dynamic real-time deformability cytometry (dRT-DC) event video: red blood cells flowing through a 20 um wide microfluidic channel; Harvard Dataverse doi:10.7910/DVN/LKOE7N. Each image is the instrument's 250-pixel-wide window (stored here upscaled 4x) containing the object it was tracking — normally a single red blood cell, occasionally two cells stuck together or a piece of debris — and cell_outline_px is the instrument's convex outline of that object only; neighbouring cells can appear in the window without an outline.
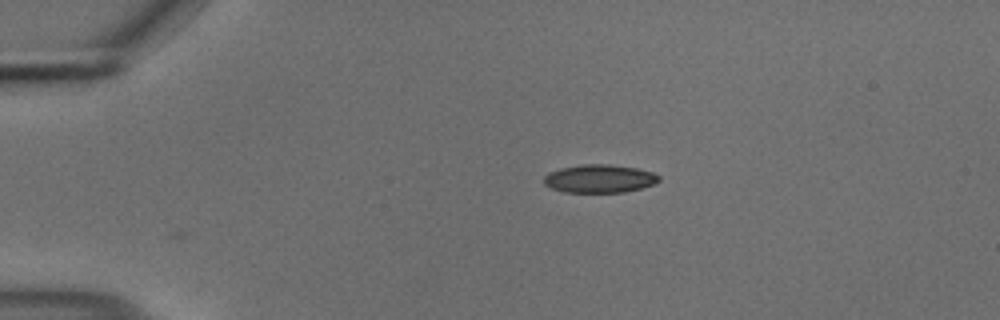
{"species": "common noctule bat (a hibernating species)", "species_latin": "Nyctalus noctula", "temperature_condition": "cold", "stored_images_in_passage": 39, "camera_frame_rate_fps": 3000, "um_per_image_px": 0.085, "animal": {"sex": "male", "body_mass_g": 18.8}, "frame": {"image": 1, "passage_image": 1, "time_ms": 0.0, "image_size_px": [1000, 320], "cell_outline_px": [[660, 180], [652, 184], [640, 188], [624, 192], [564, 192], [552, 188], [544, 184], [544, 176], [548, 172], [560, 168], [580, 164], [608, 164], [636, 168], [652, 172], [660, 176]], "centroid_in_image_um": [50.92, 15.18], "position_along_channel_um": 34.1, "area_um2": 18.84}}
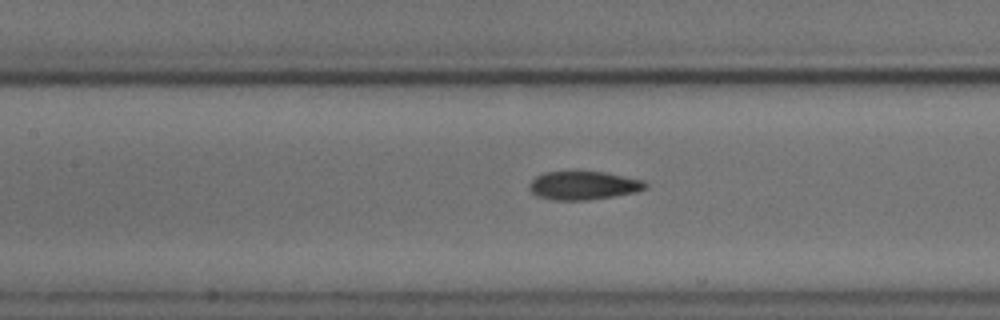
{"frame": {"image": 2, "passage_image": 15, "time_ms": 4.667, "image_size_px": [1000, 320], "cell_outline_px": [[648, 188], [636, 192], [588, 200], [552, 200], [536, 196], [528, 188], [528, 184], [536, 176], [544, 172], [576, 168], [604, 172], [648, 180]], "centroid_in_image_um": [49.6, 15.71], "position_along_channel_um": 157.8, "area_um2": 20.35}}
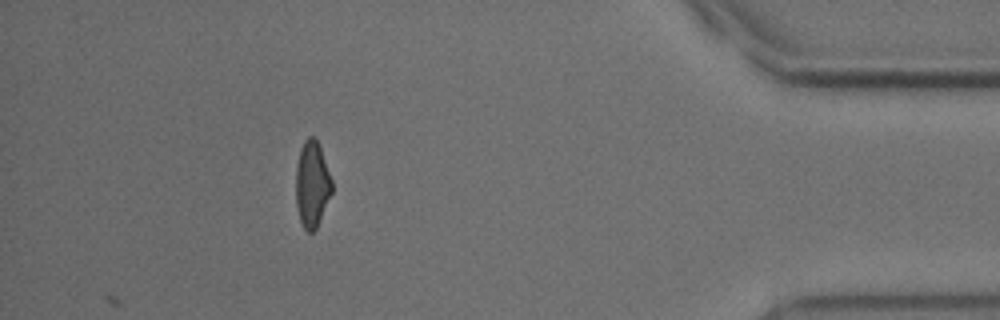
{"frame": {"image": 3, "passage_image": 39, "time_ms": 12.667, "image_size_px": [1000, 320], "cell_outline_px": [[332, 192], [316, 228], [312, 232], [308, 232], [304, 228], [300, 220], [296, 204], [296, 168], [300, 148], [304, 140], [308, 136], [316, 136], [332, 180]], "centroid_in_image_um": [26.52, 15.62], "position_along_channel_um": 408.7, "area_um2": 18.03}, "authors_computed_cell_mechanics": {"area_um2": 19.1318, "velocity_mm_per_s": 3.7053, "shape_relaxation_time_tau1_ms": 4.0928, "shape_relaxation_time_tau2_ms": 3.6276, "deformation_change_tau1": 0.118, "deformation_change_tau2": 0.0979}}